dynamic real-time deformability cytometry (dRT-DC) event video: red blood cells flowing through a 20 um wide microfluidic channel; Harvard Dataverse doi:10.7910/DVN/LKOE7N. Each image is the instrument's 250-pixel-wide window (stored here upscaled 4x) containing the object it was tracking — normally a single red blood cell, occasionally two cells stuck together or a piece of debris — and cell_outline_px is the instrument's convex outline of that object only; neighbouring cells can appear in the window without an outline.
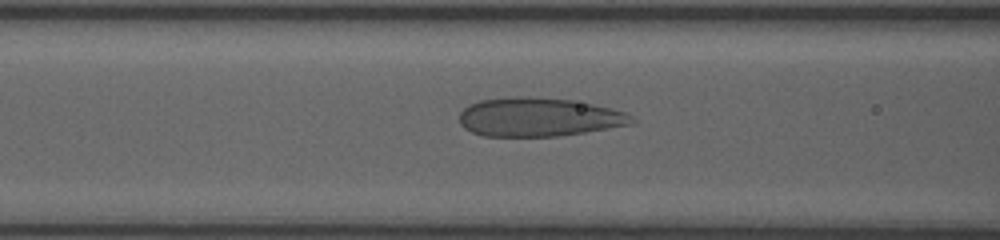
{"species": "human", "species_latin": "Homo sapiens", "temperature_condition": "room temperature", "stored_images_in_passage": 40, "segment_of_instrument_passage": [1, 2], "camera_frame_rate_fps": 3000, "um_per_image_px": 0.085, "donor": {"sex": "female"}, "frame": {"image": 1, "passage_image": 11, "time_ms": 3.333, "image_size_px": [1000, 240], "cell_outline_px": [[636, 120], [632, 124], [584, 132], [556, 136], [484, 136], [472, 132], [464, 128], [460, 124], [460, 112], [468, 104], [480, 100], [512, 96], [524, 96], [572, 100], [592, 104], [624, 112], [632, 116]], "centroid_in_image_um": [45.75, 9.95], "position_along_channel_um": 120.9, "area_um2": 38.78}}
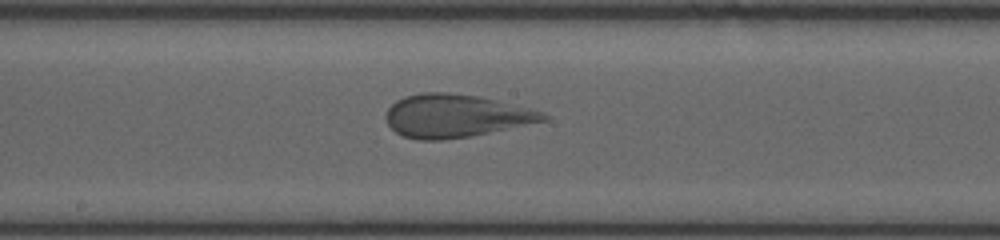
{"frame": {"image": 2, "passage_image": 18, "time_ms": 5.667, "image_size_px": [1000, 240], "cell_outline_px": [[548, 120], [472, 136], [440, 140], [420, 140], [404, 136], [396, 132], [388, 124], [384, 116], [388, 108], [396, 100], [404, 96], [420, 92], [448, 92], [480, 96], [544, 112], [548, 116]], "centroid_in_image_um": [38.7, 9.84], "position_along_channel_um": 209.5, "area_um2": 39.48}}
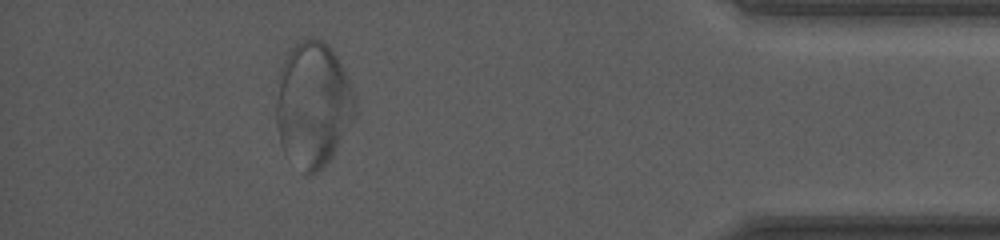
{"frame": {"image": 3, "passage_image": 37, "time_ms": 12.0, "image_size_px": [1000, 240], "cell_outline_px": [[356, 104], [352, 116], [332, 152], [320, 168], [316, 172], [308, 176], [304, 172], [280, 144], [276, 120], [276, 104], [280, 68], [288, 52], [300, 40], [312, 36], [324, 40], [332, 48], [344, 72], [356, 100]], "centroid_in_image_um": [26.55, 8.78], "position_along_channel_um": 408.6, "area_um2": 55.89}}